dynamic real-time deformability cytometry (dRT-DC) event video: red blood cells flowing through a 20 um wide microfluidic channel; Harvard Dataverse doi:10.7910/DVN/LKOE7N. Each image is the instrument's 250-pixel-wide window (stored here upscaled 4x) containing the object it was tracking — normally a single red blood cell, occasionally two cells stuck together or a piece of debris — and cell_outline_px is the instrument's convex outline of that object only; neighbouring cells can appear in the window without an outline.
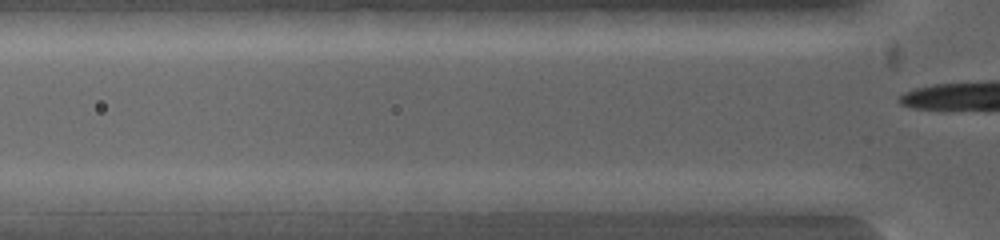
{"species": "common noctule bat (a hibernating species)", "species_latin": "Nyctalus noctula", "temperature_condition": "warm", "stored_images_in_passage": 4, "camera_frame_rate_fps": 5000, "um_per_image_px": 0.085, "animal": {"sex": "female", "body_mass_g": 19.0, "forearm_length_mm": 53.3}, "frame": {"image": 1, "passage_image": 2, "time_ms": 0.4, "image_size_px": [1000, 240], "cell_outline_px": [[588, 200], [576, 212], [500, 212], [496, 204], [496, 200], [580, 192]], "centroid_in_image_um": [46.21, 17.3], "position_along_channel_um": 79.6, "area_um2": 10.0}}